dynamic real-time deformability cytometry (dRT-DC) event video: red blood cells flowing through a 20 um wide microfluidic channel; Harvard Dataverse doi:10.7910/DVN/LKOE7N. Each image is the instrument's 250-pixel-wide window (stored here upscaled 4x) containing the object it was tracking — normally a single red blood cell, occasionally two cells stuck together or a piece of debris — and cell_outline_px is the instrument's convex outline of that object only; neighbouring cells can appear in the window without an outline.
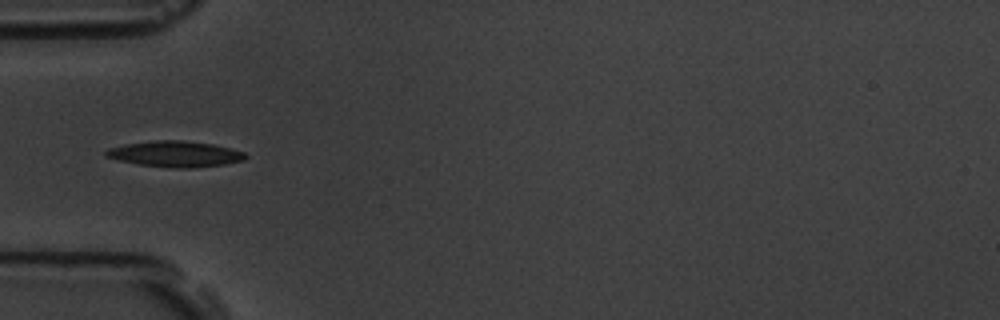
{"species": "common noctule bat (a hibernating species)", "species_latin": "Nyctalus noctula", "temperature_condition": "room temperature", "stored_images_in_passage": 7, "camera_frame_rate_fps": 3000, "um_per_image_px": 0.085, "animal": {"sex": "male", "body_mass_g": 19.5, "forearm_length_mm": 54.6}, "frame": {"image": 1, "passage_image": 5, "time_ms": 4.667, "image_size_px": [1000, 320], "cell_outline_px": [[248, 156], [244, 160], [224, 164], [192, 168], [176, 168], [140, 164], [120, 160], [104, 156], [104, 152], [108, 148], [124, 144], [156, 140], [180, 140], [212, 144], [232, 148], [244, 152]], "centroid_in_image_um": [14.9, 13.08], "position_along_channel_um": 70.1, "area_um2": 20.92}}
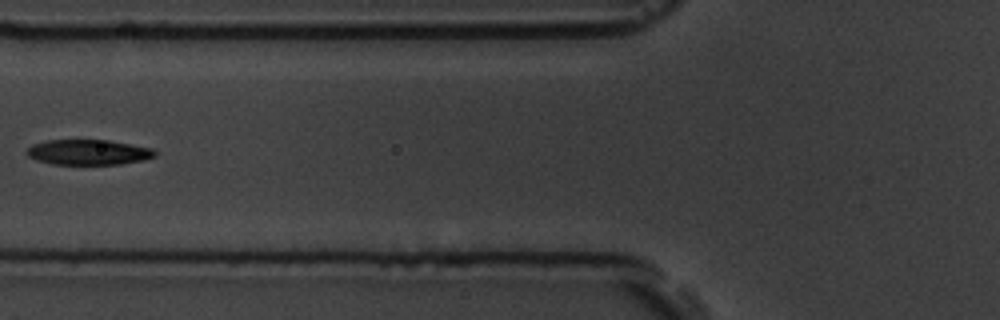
{"frame": {"image": 2, "passage_image": 6, "time_ms": 6.0, "image_size_px": [1000, 320], "cell_outline_px": [[156, 156], [144, 160], [120, 164], [52, 164], [36, 160], [28, 156], [24, 152], [32, 144], [48, 140], [108, 140], [152, 148], [156, 152]], "centroid_in_image_um": [7.49, 12.94], "position_along_channel_um": 118.3, "area_um2": 18.9}}
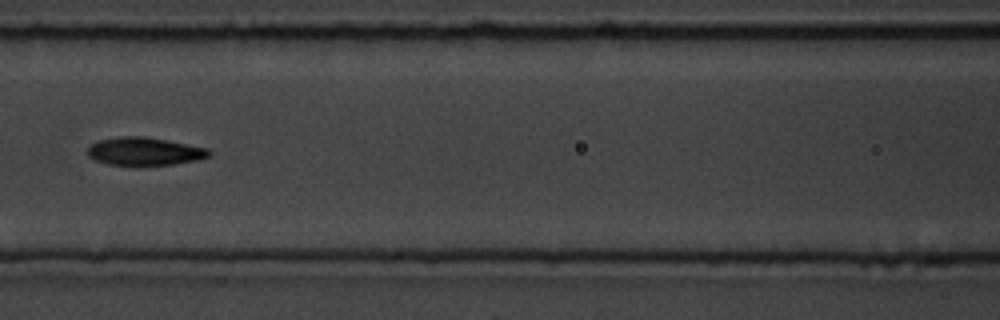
{"frame": {"image": 3, "passage_image": 7, "time_ms": 7.0, "image_size_px": [1000, 320], "cell_outline_px": [[212, 152], [208, 156], [196, 160], [172, 164], [136, 168], [108, 164], [96, 160], [88, 156], [88, 148], [92, 144], [100, 140], [120, 136], [140, 136], [164, 140], [208, 148]], "centroid_in_image_um": [12.25, 12.91], "position_along_channel_um": 154.3, "area_um2": 20.11}}